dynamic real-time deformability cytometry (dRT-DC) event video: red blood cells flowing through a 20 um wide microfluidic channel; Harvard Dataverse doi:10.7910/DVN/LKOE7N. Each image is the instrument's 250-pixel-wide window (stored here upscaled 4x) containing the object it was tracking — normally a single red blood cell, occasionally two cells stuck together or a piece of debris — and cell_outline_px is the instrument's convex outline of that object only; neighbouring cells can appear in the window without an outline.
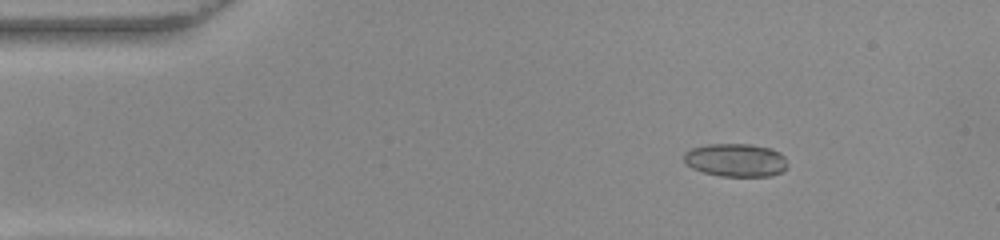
{"species": "common noctule bat (a hibernating species)", "species_latin": "Nyctalus noctula", "temperature_condition": "warm", "stored_images_in_passage": 53, "camera_frame_rate_fps": 3000, "um_per_image_px": 0.085, "animal": {"sex": "female", "body_mass_g": 22.0, "forearm_length_mm": 56.7}, "frame": {"image": 1, "passage_image": 8, "time_ms": 2.333, "image_size_px": [1000, 240], "cell_outline_px": [[788, 168], [784, 172], [772, 176], [720, 176], [704, 172], [692, 168], [684, 160], [684, 152], [692, 148], [708, 144], [752, 144], [772, 148], [780, 152], [784, 156], [788, 164]], "centroid_in_image_um": [62.6, 13.61], "position_along_channel_um": 22.4, "area_um2": 20.29}}
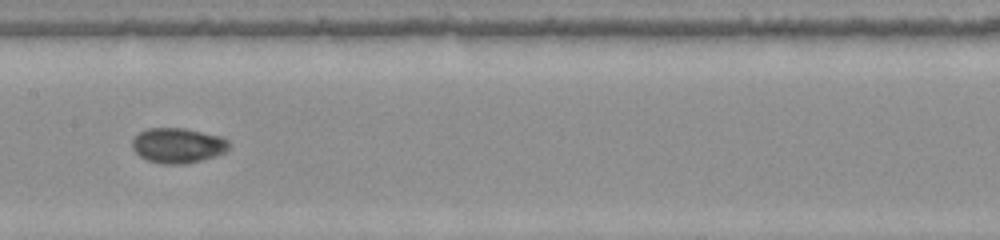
{"frame": {"image": 2, "passage_image": 27, "time_ms": 8.667, "image_size_px": [1000, 240], "cell_outline_px": [[228, 148], [224, 152], [216, 156], [184, 164], [160, 164], [148, 160], [140, 156], [132, 148], [132, 140], [140, 132], [148, 128], [184, 128], [220, 136], [228, 140]], "centroid_in_image_um": [15.1, 12.36], "position_along_channel_um": 192.3, "area_um2": 19.65}}
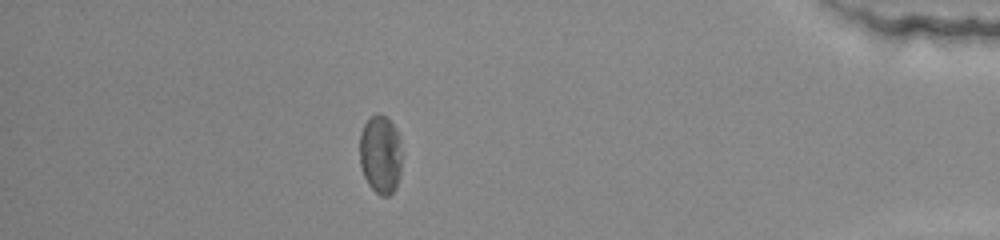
{"frame": {"image": 3, "passage_image": 47, "time_ms": 15.333, "image_size_px": [1000, 240], "cell_outline_px": [[400, 172], [396, 188], [388, 196], [380, 196], [368, 184], [364, 176], [360, 164], [360, 132], [364, 124], [376, 112], [380, 112], [396, 128], [400, 136]], "centroid_in_image_um": [32.33, 13.12], "position_along_channel_um": 402.9, "area_um2": 19.36}, "authors_computed_cell_mechanics": {"area_um2": 19.652, "velocity_mm_per_s": 3.8618, "shape_relaxation_time_tau1_ms": 4.1204, "shape_relaxation_time_tau2_ms": 1.8105, "deformation_change_tau1": 0.143, "deformation_change_tau2": 0.0295}}